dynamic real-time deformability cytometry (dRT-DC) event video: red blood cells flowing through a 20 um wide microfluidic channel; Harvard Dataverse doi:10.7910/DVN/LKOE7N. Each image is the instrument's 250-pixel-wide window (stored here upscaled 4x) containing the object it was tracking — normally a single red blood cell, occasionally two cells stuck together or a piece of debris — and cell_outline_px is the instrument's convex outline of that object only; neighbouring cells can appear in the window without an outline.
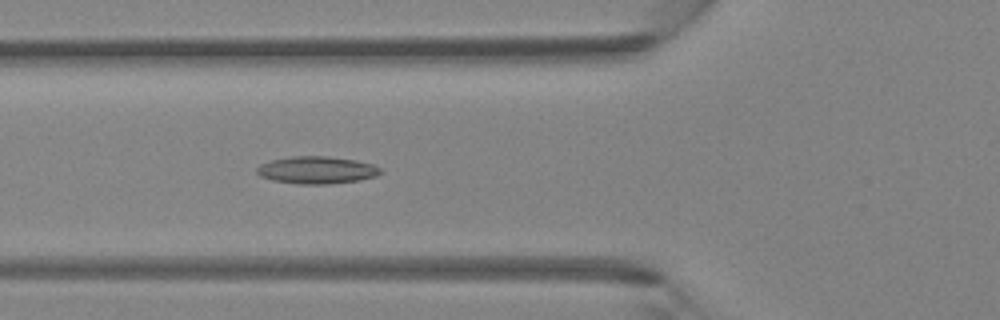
{"species": "Egyptian fruit bat (a non-hibernating species)", "species_latin": "Rousettus aegyptiacus", "temperature_condition": "room temperature", "stored_images_in_passage": 35, "camera_frame_rate_fps": 3000, "um_per_image_px": 0.085, "animal": {"sex": "female"}, "frame": {"image": 1, "passage_image": 6, "time_ms": 1.667, "image_size_px": [1000, 320], "cell_outline_px": [[384, 172], [376, 176], [360, 180], [328, 184], [300, 184], [272, 180], [260, 176], [256, 172], [256, 168], [260, 164], [272, 160], [292, 156], [328, 156], [356, 160], [372, 164], [380, 168]], "centroid_in_image_um": [26.94, 14.45], "position_along_channel_um": 98.9, "area_um2": 19.77}}
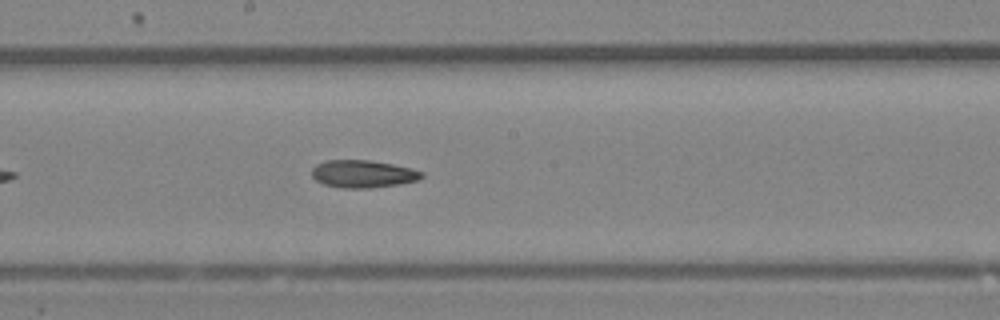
{"frame": {"image": 2, "passage_image": 14, "time_ms": 4.333, "image_size_px": [1000, 320], "cell_outline_px": [[424, 176], [420, 180], [400, 184], [368, 188], [340, 188], [324, 184], [316, 180], [312, 176], [312, 168], [316, 164], [324, 160], [372, 160], [412, 168], [424, 172]], "centroid_in_image_um": [30.87, 14.78], "position_along_channel_um": 217.3, "area_um2": 17.86}}
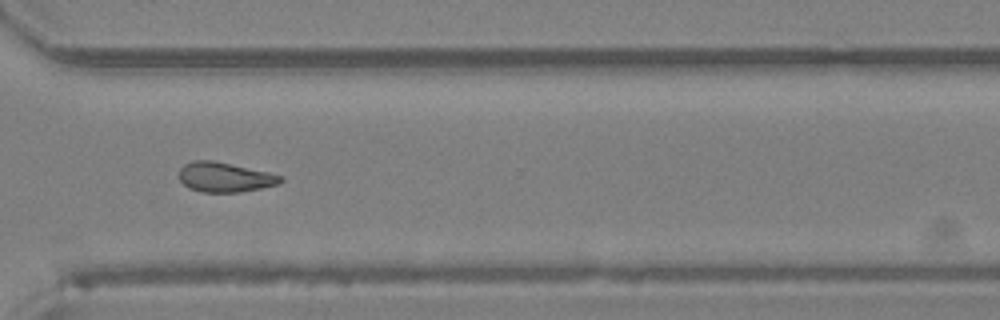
{"frame": {"image": 3, "passage_image": 23, "time_ms": 7.333, "image_size_px": [1000, 320], "cell_outline_px": [[284, 180], [280, 184], [240, 192], [200, 192], [188, 188], [180, 180], [180, 168], [184, 164], [192, 160], [212, 160], [268, 172], [284, 176]], "centroid_in_image_um": [19.12, 15.06], "position_along_channel_um": 351.5, "area_um2": 17.63}}